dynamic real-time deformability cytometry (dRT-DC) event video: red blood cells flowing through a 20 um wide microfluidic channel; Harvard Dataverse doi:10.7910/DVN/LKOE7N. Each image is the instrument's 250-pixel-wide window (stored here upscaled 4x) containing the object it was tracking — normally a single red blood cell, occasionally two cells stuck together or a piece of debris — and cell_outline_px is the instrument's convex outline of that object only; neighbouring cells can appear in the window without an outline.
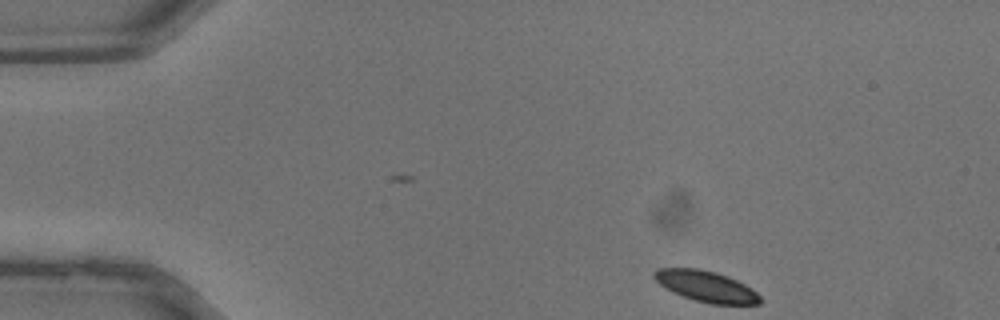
{"species": "common noctule bat (a hibernating species)", "species_latin": "Nyctalus noctula", "temperature_condition": "warm", "stored_images_in_passage": 33, "camera_frame_rate_fps": 3000, "um_per_image_px": 0.085, "animal": {"sex": "male", "body_mass_g": 13.3}, "frame": {"image": 1, "passage_image": 1, "time_ms": 0.0, "image_size_px": [1000, 320], "cell_outline_px": [[760, 304], [708, 304], [672, 292], [664, 288], [652, 276], [652, 272], [656, 268], [696, 268], [716, 272], [728, 276], [752, 288], [760, 296]], "centroid_in_image_um": [59.99, 24.33], "position_along_channel_um": 25.0, "area_um2": 19.13}}
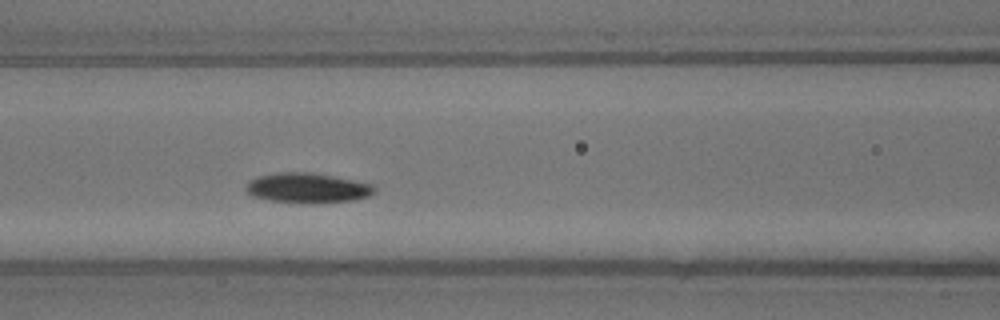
{"frame": {"image": 2, "passage_image": 12, "time_ms": 3.667, "image_size_px": [1000, 320], "cell_outline_px": [[376, 192], [368, 196], [352, 200], [268, 200], [252, 196], [244, 188], [252, 180], [260, 176], [276, 172], [308, 172], [352, 180], [372, 184], [376, 188]], "centroid_in_image_um": [26.12, 15.92], "position_along_channel_um": 140.5, "area_um2": 21.04}}
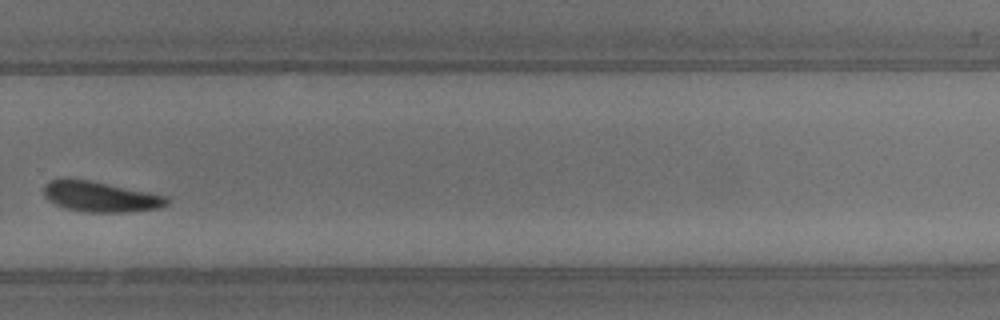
{"frame": {"image": 3, "passage_image": 22, "time_ms": 7.0, "image_size_px": [1000, 320], "cell_outline_px": [[168, 204], [160, 208], [128, 212], [84, 212], [64, 208], [48, 200], [44, 196], [44, 184], [52, 180], [88, 180], [168, 196]], "centroid_in_image_um": [8.56, 16.74], "position_along_channel_um": 321.2, "area_um2": 21.5}}